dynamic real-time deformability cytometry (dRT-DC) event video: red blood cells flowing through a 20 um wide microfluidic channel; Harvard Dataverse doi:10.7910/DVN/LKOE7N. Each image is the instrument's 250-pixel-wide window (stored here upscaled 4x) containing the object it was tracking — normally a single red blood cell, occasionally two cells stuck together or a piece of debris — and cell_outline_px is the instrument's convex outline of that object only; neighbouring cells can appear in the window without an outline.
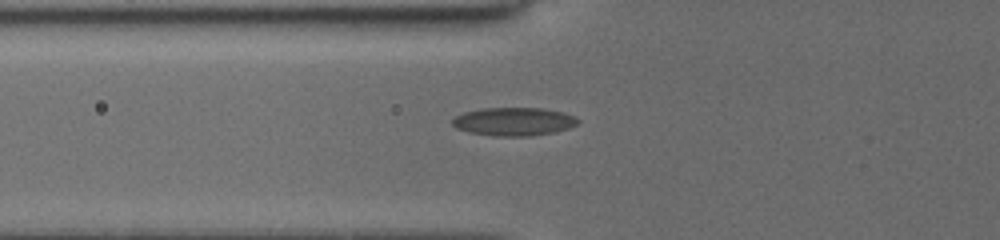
{"species": "common noctule bat (a hibernating species)", "species_latin": "Nyctalus noctula", "temperature_condition": "cold", "stored_images_in_passage": 46, "camera_frame_rate_fps": 3000, "um_per_image_px": 0.085, "animal": {"sex": "female", "body_mass_g": 19.5, "forearm_length_mm": 54.1}, "frame": {"image": 1, "passage_image": 3, "time_ms": 0.333, "image_size_px": [1000, 240], "cell_outline_px": [[580, 120], [576, 124], [568, 128], [556, 132], [528, 136], [496, 136], [468, 132], [456, 128], [452, 124], [452, 120], [456, 116], [464, 112], [484, 108], [540, 108], [560, 112], [572, 116]], "centroid_in_image_um": [43.64, 10.34], "position_along_channel_um": 82.2, "area_um2": 20.46}}
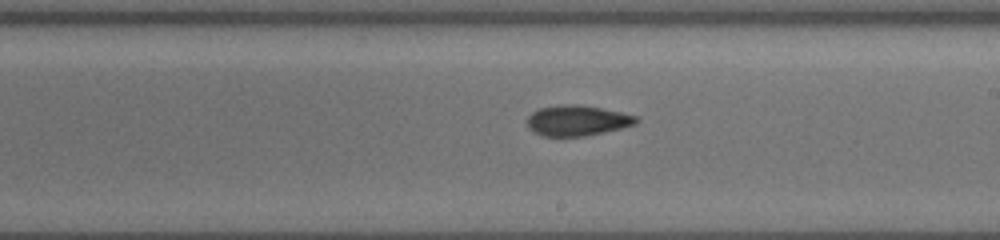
{"frame": {"image": 2, "passage_image": 26, "time_ms": 4.333, "image_size_px": [1000, 240], "cell_outline_px": [[640, 120], [636, 124], [620, 128], [584, 136], [540, 136], [532, 132], [528, 128], [528, 116], [532, 112], [540, 108], [560, 104], [576, 104], [600, 108], [620, 112], [636, 116]], "centroid_in_image_um": [49.03, 10.25], "position_along_channel_um": 240.0, "area_um2": 19.31}}
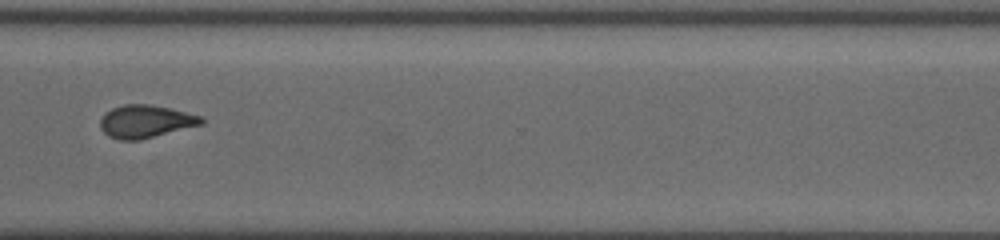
{"frame": {"image": 3, "passage_image": 45, "time_ms": 7.333, "image_size_px": [1000, 240], "cell_outline_px": [[204, 124], [140, 140], [120, 140], [108, 136], [100, 128], [100, 120], [104, 112], [112, 108], [124, 104], [148, 104], [168, 108], [204, 116]], "centroid_in_image_um": [12.38, 10.32], "position_along_channel_um": 358.2, "area_um2": 19.48}}